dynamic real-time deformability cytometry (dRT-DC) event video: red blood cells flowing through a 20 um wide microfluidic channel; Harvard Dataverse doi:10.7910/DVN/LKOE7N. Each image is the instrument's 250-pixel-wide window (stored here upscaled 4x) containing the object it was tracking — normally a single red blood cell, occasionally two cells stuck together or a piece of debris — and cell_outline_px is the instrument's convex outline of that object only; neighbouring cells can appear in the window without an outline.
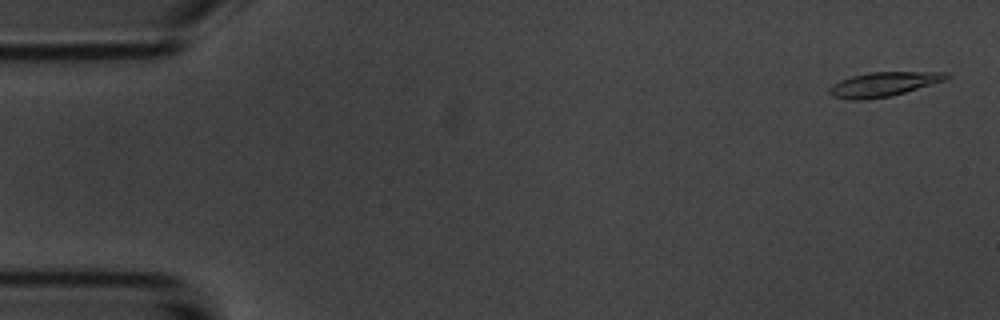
{"species": "common noctule bat (a hibernating species)", "species_latin": "Nyctalus noctula", "temperature_condition": "room temperature", "stored_images_in_passage": 54, "camera_frame_rate_fps": 3000, "um_per_image_px": 0.085, "animal": {"sex": "male", "body_mass_g": 20.1, "forearm_length_mm": 53.5}, "frame": {"image": 1, "passage_image": 2, "time_ms": 0.333, "image_size_px": [1000, 320], "cell_outline_px": [[948, 76], [944, 80], [904, 92], [888, 96], [864, 100], [848, 100], [832, 96], [828, 92], [828, 88], [832, 84], [840, 80], [852, 76], [868, 72], [948, 72]], "centroid_in_image_um": [75.0, 7.16], "position_along_channel_um": 10.0, "area_um2": 16.42}}
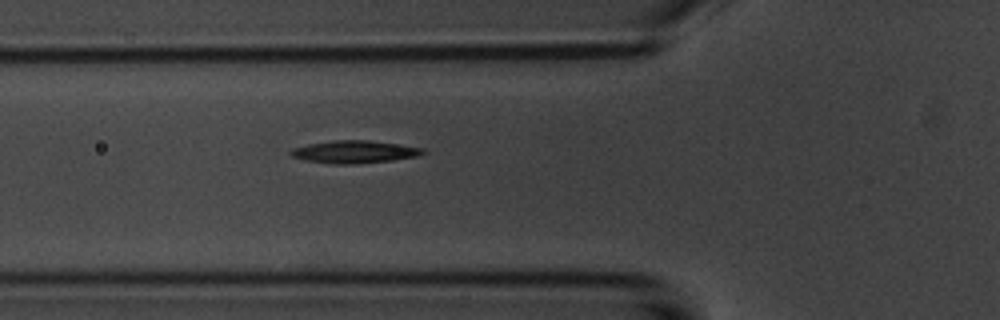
{"frame": {"image": 2, "passage_image": 19, "time_ms": 6.0, "image_size_px": [1000, 320], "cell_outline_px": [[428, 152], [416, 156], [392, 160], [352, 164], [332, 164], [304, 160], [292, 156], [288, 152], [292, 148], [308, 144], [332, 140], [368, 140], [424, 148]], "centroid_in_image_um": [30.09, 12.9], "position_along_channel_um": 95.7, "area_um2": 17.34}}
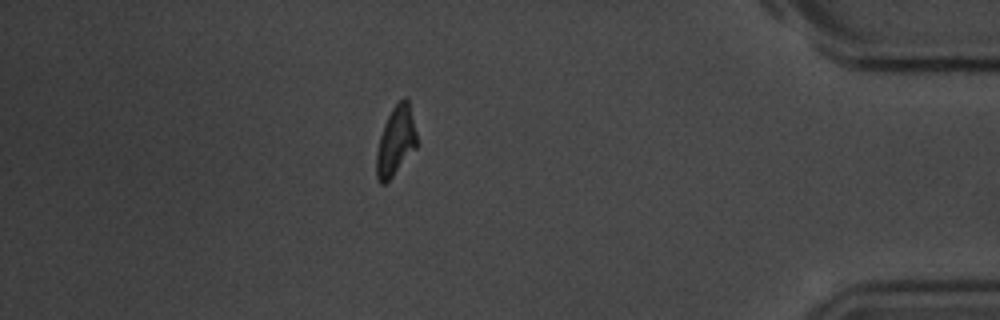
{"frame": {"image": 3, "passage_image": 47, "time_ms": 15.333, "image_size_px": [1000, 320], "cell_outline_px": [[416, 148], [392, 176], [384, 184], [380, 184], [376, 180], [376, 152], [380, 136], [384, 124], [392, 108], [404, 96], [408, 100], [416, 132]], "centroid_in_image_um": [33.61, 12.01], "position_along_channel_um": 401.6, "area_um2": 16.07}, "authors_computed_cell_mechanics": {"area_um2": 16.6753, "velocity_mm_per_s": 3.7239, "shape_relaxation_time_tau1_ms": 3.1249, "shape_relaxation_time_tau2_ms": 8.3309, "deformation_change_tau1": 0.154, "deformation_change_tau2": 0.1598}}